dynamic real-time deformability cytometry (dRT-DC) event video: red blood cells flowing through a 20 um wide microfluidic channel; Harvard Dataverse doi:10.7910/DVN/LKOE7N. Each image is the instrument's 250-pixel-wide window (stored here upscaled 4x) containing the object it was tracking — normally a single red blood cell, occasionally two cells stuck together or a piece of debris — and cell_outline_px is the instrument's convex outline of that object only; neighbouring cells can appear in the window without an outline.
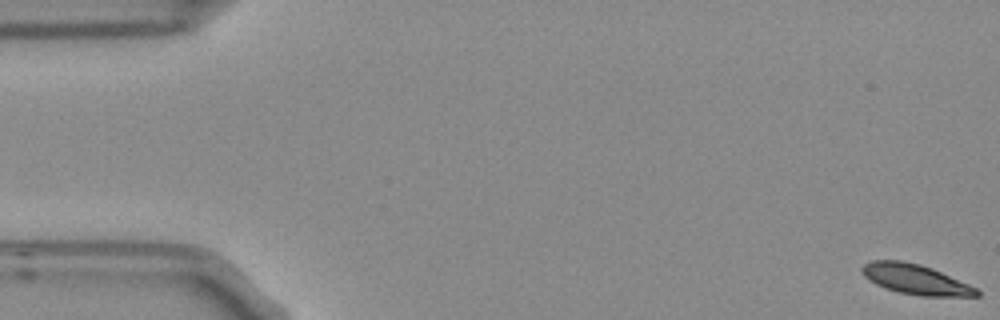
{"species": "Egyptian fruit bat (a non-hibernating species)", "species_latin": "Rousettus aegyptiacus", "temperature_condition": "room temperature", "stored_images_in_passage": 4, "camera_frame_rate_fps": 3000, "um_per_image_px": 0.085, "frame": {"image": 1, "passage_image": 1, "time_ms": 0.0, "image_size_px": [1000, 320], "cell_outline_px": [[980, 296], [920, 296], [900, 292], [884, 288], [868, 280], [864, 276], [860, 268], [864, 264], [872, 260], [900, 260], [920, 264], [932, 268], [968, 284], [976, 288], [980, 292]], "centroid_in_image_um": [77.79, 23.74], "position_along_channel_um": 7.2, "area_um2": 20.0}}